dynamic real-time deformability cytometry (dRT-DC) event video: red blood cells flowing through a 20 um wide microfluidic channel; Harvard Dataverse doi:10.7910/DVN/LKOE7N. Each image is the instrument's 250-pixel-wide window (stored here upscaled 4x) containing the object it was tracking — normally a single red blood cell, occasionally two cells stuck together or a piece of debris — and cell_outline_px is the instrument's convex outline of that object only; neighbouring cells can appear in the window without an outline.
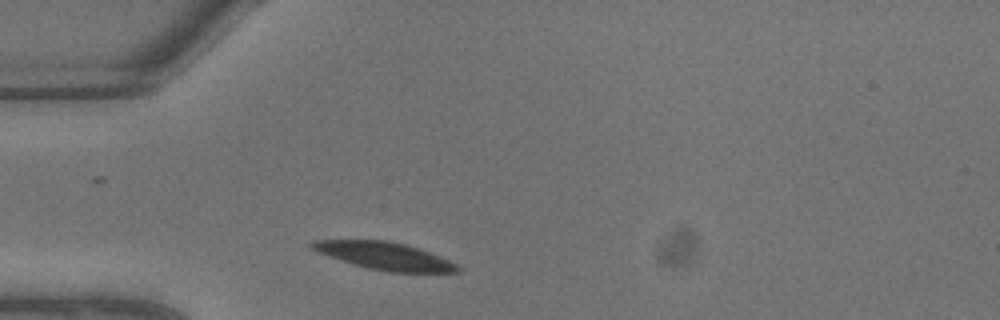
{"species": "common noctule bat (a hibernating species)", "species_latin": "Nyctalus noctula", "temperature_condition": "warm", "stored_images_in_passage": 4, "camera_frame_rate_fps": 3000, "um_per_image_px": 0.085, "animal": {"sex": "male", "body_mass_g": 13.3}, "frame": {"image": 1, "passage_image": 1, "time_ms": 0.0, "image_size_px": [1000, 320], "cell_outline_px": [[460, 272], [388, 272], [368, 268], [328, 256], [312, 248], [308, 244], [312, 240], [388, 240], [404, 244], [428, 252], [448, 260], [456, 264], [460, 268]], "centroid_in_image_um": [32.67, 21.75], "position_along_channel_um": 52.3, "area_um2": 22.89}}
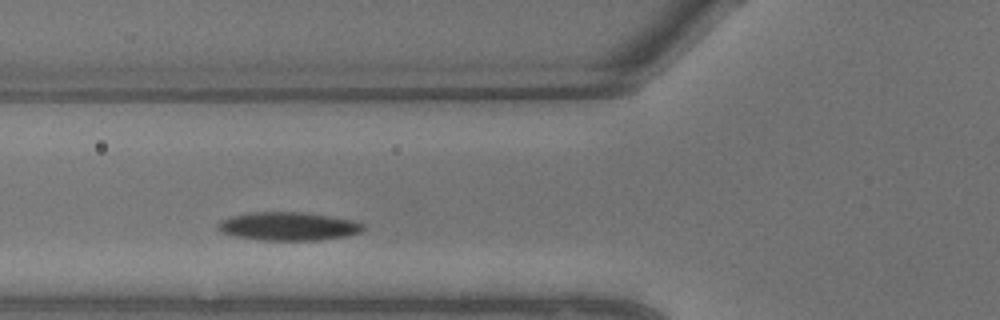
{"frame": {"image": 2, "passage_image": 3, "time_ms": 0.667, "image_size_px": [1000, 320], "cell_outline_px": [[364, 228], [360, 232], [344, 236], [320, 240], [264, 240], [236, 236], [220, 232], [216, 228], [216, 224], [220, 220], [232, 216], [252, 212], [300, 212], [356, 220], [364, 224]], "centroid_in_image_um": [24.49, 19.23], "position_along_channel_um": 101.3, "area_um2": 23.93}}
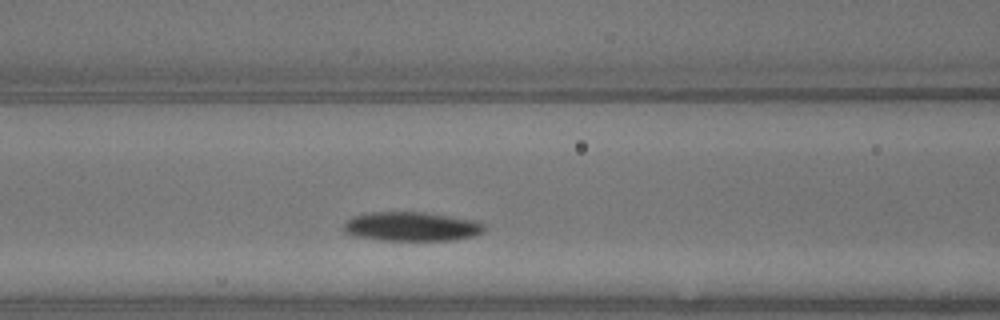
{"frame": {"image": 3, "passage_image": 4, "time_ms": 1.0, "image_size_px": [1000, 320], "cell_outline_px": [[484, 228], [480, 232], [472, 236], [452, 240], [380, 240], [356, 236], [344, 232], [344, 224], [352, 216], [368, 212], [424, 212], [480, 220], [484, 224]], "centroid_in_image_um": [34.99, 19.24], "position_along_channel_um": 131.6, "area_um2": 23.93}}